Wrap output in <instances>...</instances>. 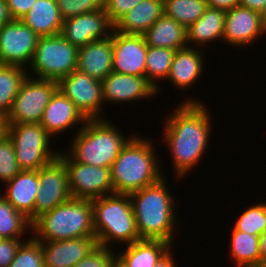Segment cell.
<instances>
[{"label":"cell","mask_w":266,"mask_h":267,"mask_svg":"<svg viewBox=\"0 0 266 267\" xmlns=\"http://www.w3.org/2000/svg\"><path fill=\"white\" fill-rule=\"evenodd\" d=\"M189 98V99H188ZM181 101L163 123L164 143L169 147L175 178L187 176L208 150L212 131L211 115L201 100ZM206 151V152H205Z\"/></svg>","instance_id":"cell-1"},{"label":"cell","mask_w":266,"mask_h":267,"mask_svg":"<svg viewBox=\"0 0 266 267\" xmlns=\"http://www.w3.org/2000/svg\"><path fill=\"white\" fill-rule=\"evenodd\" d=\"M165 180L163 176L156 183L131 193L129 197L140 239L164 240L174 245L180 224L178 220L181 219L175 210L178 202L171 195Z\"/></svg>","instance_id":"cell-2"},{"label":"cell","mask_w":266,"mask_h":267,"mask_svg":"<svg viewBox=\"0 0 266 267\" xmlns=\"http://www.w3.org/2000/svg\"><path fill=\"white\" fill-rule=\"evenodd\" d=\"M155 149L151 138L135 134L129 139L110 168L114 193L130 195L164 176Z\"/></svg>","instance_id":"cell-3"},{"label":"cell","mask_w":266,"mask_h":267,"mask_svg":"<svg viewBox=\"0 0 266 267\" xmlns=\"http://www.w3.org/2000/svg\"><path fill=\"white\" fill-rule=\"evenodd\" d=\"M71 140L67 154L75 161L91 166L111 168L124 145L132 136L123 133L107 118L87 119L84 126L78 128Z\"/></svg>","instance_id":"cell-4"},{"label":"cell","mask_w":266,"mask_h":267,"mask_svg":"<svg viewBox=\"0 0 266 267\" xmlns=\"http://www.w3.org/2000/svg\"><path fill=\"white\" fill-rule=\"evenodd\" d=\"M31 232V235L38 241H59L95 236L92 200L69 199L36 218L31 224Z\"/></svg>","instance_id":"cell-5"},{"label":"cell","mask_w":266,"mask_h":267,"mask_svg":"<svg viewBox=\"0 0 266 267\" xmlns=\"http://www.w3.org/2000/svg\"><path fill=\"white\" fill-rule=\"evenodd\" d=\"M91 200L94 233L99 246L113 248V241L129 245L141 240L128 194L112 193Z\"/></svg>","instance_id":"cell-6"},{"label":"cell","mask_w":266,"mask_h":267,"mask_svg":"<svg viewBox=\"0 0 266 267\" xmlns=\"http://www.w3.org/2000/svg\"><path fill=\"white\" fill-rule=\"evenodd\" d=\"M78 49L61 34L40 36L27 67L31 71L29 74L28 70V76L58 81L76 70Z\"/></svg>","instance_id":"cell-7"},{"label":"cell","mask_w":266,"mask_h":267,"mask_svg":"<svg viewBox=\"0 0 266 267\" xmlns=\"http://www.w3.org/2000/svg\"><path fill=\"white\" fill-rule=\"evenodd\" d=\"M7 136L13 143L21 170H39L58 157L59 150L52 151V137L40 123L8 125Z\"/></svg>","instance_id":"cell-8"},{"label":"cell","mask_w":266,"mask_h":267,"mask_svg":"<svg viewBox=\"0 0 266 267\" xmlns=\"http://www.w3.org/2000/svg\"><path fill=\"white\" fill-rule=\"evenodd\" d=\"M58 90L56 80L28 76L22 82L9 113L7 124L40 123L44 110Z\"/></svg>","instance_id":"cell-9"},{"label":"cell","mask_w":266,"mask_h":267,"mask_svg":"<svg viewBox=\"0 0 266 267\" xmlns=\"http://www.w3.org/2000/svg\"><path fill=\"white\" fill-rule=\"evenodd\" d=\"M58 157L67 167L72 198L94 199L114 193L110 168L75 162L62 149Z\"/></svg>","instance_id":"cell-10"},{"label":"cell","mask_w":266,"mask_h":267,"mask_svg":"<svg viewBox=\"0 0 266 267\" xmlns=\"http://www.w3.org/2000/svg\"><path fill=\"white\" fill-rule=\"evenodd\" d=\"M58 90L70 99L86 119H102V83L77 69L57 81Z\"/></svg>","instance_id":"cell-11"},{"label":"cell","mask_w":266,"mask_h":267,"mask_svg":"<svg viewBox=\"0 0 266 267\" xmlns=\"http://www.w3.org/2000/svg\"><path fill=\"white\" fill-rule=\"evenodd\" d=\"M38 181L34 220L72 198L67 167L59 157L38 170Z\"/></svg>","instance_id":"cell-12"},{"label":"cell","mask_w":266,"mask_h":267,"mask_svg":"<svg viewBox=\"0 0 266 267\" xmlns=\"http://www.w3.org/2000/svg\"><path fill=\"white\" fill-rule=\"evenodd\" d=\"M38 39L39 36L29 26L21 20L12 19L0 28V64L27 69Z\"/></svg>","instance_id":"cell-13"},{"label":"cell","mask_w":266,"mask_h":267,"mask_svg":"<svg viewBox=\"0 0 266 267\" xmlns=\"http://www.w3.org/2000/svg\"><path fill=\"white\" fill-rule=\"evenodd\" d=\"M112 71L145 77L148 45L143 35L124 34L113 29Z\"/></svg>","instance_id":"cell-14"},{"label":"cell","mask_w":266,"mask_h":267,"mask_svg":"<svg viewBox=\"0 0 266 267\" xmlns=\"http://www.w3.org/2000/svg\"><path fill=\"white\" fill-rule=\"evenodd\" d=\"M265 35L266 26L259 12L240 5L226 11L223 42L228 46L248 47Z\"/></svg>","instance_id":"cell-15"},{"label":"cell","mask_w":266,"mask_h":267,"mask_svg":"<svg viewBox=\"0 0 266 267\" xmlns=\"http://www.w3.org/2000/svg\"><path fill=\"white\" fill-rule=\"evenodd\" d=\"M113 29L114 25L102 9L63 20L61 35L80 48L89 42L111 36Z\"/></svg>","instance_id":"cell-16"},{"label":"cell","mask_w":266,"mask_h":267,"mask_svg":"<svg viewBox=\"0 0 266 267\" xmlns=\"http://www.w3.org/2000/svg\"><path fill=\"white\" fill-rule=\"evenodd\" d=\"M104 102L124 104L126 102L153 99L157 91L155 87L142 76H133L111 72L102 81Z\"/></svg>","instance_id":"cell-17"},{"label":"cell","mask_w":266,"mask_h":267,"mask_svg":"<svg viewBox=\"0 0 266 267\" xmlns=\"http://www.w3.org/2000/svg\"><path fill=\"white\" fill-rule=\"evenodd\" d=\"M40 242L45 267H73L98 246L95 236Z\"/></svg>","instance_id":"cell-18"},{"label":"cell","mask_w":266,"mask_h":267,"mask_svg":"<svg viewBox=\"0 0 266 267\" xmlns=\"http://www.w3.org/2000/svg\"><path fill=\"white\" fill-rule=\"evenodd\" d=\"M4 185L7 190L0 195L32 223L36 196L40 187L38 170H21Z\"/></svg>","instance_id":"cell-19"},{"label":"cell","mask_w":266,"mask_h":267,"mask_svg":"<svg viewBox=\"0 0 266 267\" xmlns=\"http://www.w3.org/2000/svg\"><path fill=\"white\" fill-rule=\"evenodd\" d=\"M86 121L73 102L57 90L45 108L40 124L54 138L57 134L75 127L76 123L82 128Z\"/></svg>","instance_id":"cell-20"},{"label":"cell","mask_w":266,"mask_h":267,"mask_svg":"<svg viewBox=\"0 0 266 267\" xmlns=\"http://www.w3.org/2000/svg\"><path fill=\"white\" fill-rule=\"evenodd\" d=\"M113 45L111 36L89 42L78 49L77 70L102 81L112 72Z\"/></svg>","instance_id":"cell-21"},{"label":"cell","mask_w":266,"mask_h":267,"mask_svg":"<svg viewBox=\"0 0 266 267\" xmlns=\"http://www.w3.org/2000/svg\"><path fill=\"white\" fill-rule=\"evenodd\" d=\"M202 48L189 47L176 50L167 79L176 89L188 90L204 71V52ZM203 52V53H202ZM194 83V84H193Z\"/></svg>","instance_id":"cell-22"},{"label":"cell","mask_w":266,"mask_h":267,"mask_svg":"<svg viewBox=\"0 0 266 267\" xmlns=\"http://www.w3.org/2000/svg\"><path fill=\"white\" fill-rule=\"evenodd\" d=\"M163 14V0H142L114 24V30L143 35Z\"/></svg>","instance_id":"cell-23"},{"label":"cell","mask_w":266,"mask_h":267,"mask_svg":"<svg viewBox=\"0 0 266 267\" xmlns=\"http://www.w3.org/2000/svg\"><path fill=\"white\" fill-rule=\"evenodd\" d=\"M225 15L224 10L207 7L199 20L186 28L187 45L202 48L216 40L223 42Z\"/></svg>","instance_id":"cell-24"},{"label":"cell","mask_w":266,"mask_h":267,"mask_svg":"<svg viewBox=\"0 0 266 267\" xmlns=\"http://www.w3.org/2000/svg\"><path fill=\"white\" fill-rule=\"evenodd\" d=\"M20 20L39 37L61 34L63 26L56 0H37Z\"/></svg>","instance_id":"cell-25"},{"label":"cell","mask_w":266,"mask_h":267,"mask_svg":"<svg viewBox=\"0 0 266 267\" xmlns=\"http://www.w3.org/2000/svg\"><path fill=\"white\" fill-rule=\"evenodd\" d=\"M143 36L146 44L152 47H164L178 50L188 46L186 28L165 14H163Z\"/></svg>","instance_id":"cell-26"},{"label":"cell","mask_w":266,"mask_h":267,"mask_svg":"<svg viewBox=\"0 0 266 267\" xmlns=\"http://www.w3.org/2000/svg\"><path fill=\"white\" fill-rule=\"evenodd\" d=\"M126 246L118 256L128 267H153L172 244L164 240L141 239Z\"/></svg>","instance_id":"cell-27"},{"label":"cell","mask_w":266,"mask_h":267,"mask_svg":"<svg viewBox=\"0 0 266 267\" xmlns=\"http://www.w3.org/2000/svg\"><path fill=\"white\" fill-rule=\"evenodd\" d=\"M230 233L229 255L235 267H255L262 261L260 239L234 228Z\"/></svg>","instance_id":"cell-28"},{"label":"cell","mask_w":266,"mask_h":267,"mask_svg":"<svg viewBox=\"0 0 266 267\" xmlns=\"http://www.w3.org/2000/svg\"><path fill=\"white\" fill-rule=\"evenodd\" d=\"M27 72L23 67L0 64V114L6 116L11 110Z\"/></svg>","instance_id":"cell-29"},{"label":"cell","mask_w":266,"mask_h":267,"mask_svg":"<svg viewBox=\"0 0 266 267\" xmlns=\"http://www.w3.org/2000/svg\"><path fill=\"white\" fill-rule=\"evenodd\" d=\"M175 53L176 50L169 48L148 46L145 78L155 87L157 94L161 91L160 80H167Z\"/></svg>","instance_id":"cell-30"},{"label":"cell","mask_w":266,"mask_h":267,"mask_svg":"<svg viewBox=\"0 0 266 267\" xmlns=\"http://www.w3.org/2000/svg\"><path fill=\"white\" fill-rule=\"evenodd\" d=\"M31 222L0 195V237L21 239L31 231ZM30 229V230H29Z\"/></svg>","instance_id":"cell-31"},{"label":"cell","mask_w":266,"mask_h":267,"mask_svg":"<svg viewBox=\"0 0 266 267\" xmlns=\"http://www.w3.org/2000/svg\"><path fill=\"white\" fill-rule=\"evenodd\" d=\"M164 14L185 28L195 23L207 8L206 0H163Z\"/></svg>","instance_id":"cell-32"},{"label":"cell","mask_w":266,"mask_h":267,"mask_svg":"<svg viewBox=\"0 0 266 267\" xmlns=\"http://www.w3.org/2000/svg\"><path fill=\"white\" fill-rule=\"evenodd\" d=\"M233 228L250 235L260 236L266 230V202L254 204L241 212Z\"/></svg>","instance_id":"cell-33"},{"label":"cell","mask_w":266,"mask_h":267,"mask_svg":"<svg viewBox=\"0 0 266 267\" xmlns=\"http://www.w3.org/2000/svg\"><path fill=\"white\" fill-rule=\"evenodd\" d=\"M8 267H45L41 242L32 235L25 238Z\"/></svg>","instance_id":"cell-34"},{"label":"cell","mask_w":266,"mask_h":267,"mask_svg":"<svg viewBox=\"0 0 266 267\" xmlns=\"http://www.w3.org/2000/svg\"><path fill=\"white\" fill-rule=\"evenodd\" d=\"M21 171L12 141L5 136L0 141V182L5 184Z\"/></svg>","instance_id":"cell-35"},{"label":"cell","mask_w":266,"mask_h":267,"mask_svg":"<svg viewBox=\"0 0 266 267\" xmlns=\"http://www.w3.org/2000/svg\"><path fill=\"white\" fill-rule=\"evenodd\" d=\"M63 20L104 8V0H56Z\"/></svg>","instance_id":"cell-36"},{"label":"cell","mask_w":266,"mask_h":267,"mask_svg":"<svg viewBox=\"0 0 266 267\" xmlns=\"http://www.w3.org/2000/svg\"><path fill=\"white\" fill-rule=\"evenodd\" d=\"M115 256L113 248L98 245L73 267H111Z\"/></svg>","instance_id":"cell-37"},{"label":"cell","mask_w":266,"mask_h":267,"mask_svg":"<svg viewBox=\"0 0 266 267\" xmlns=\"http://www.w3.org/2000/svg\"><path fill=\"white\" fill-rule=\"evenodd\" d=\"M142 0H104V11L114 25L122 16L129 12Z\"/></svg>","instance_id":"cell-38"},{"label":"cell","mask_w":266,"mask_h":267,"mask_svg":"<svg viewBox=\"0 0 266 267\" xmlns=\"http://www.w3.org/2000/svg\"><path fill=\"white\" fill-rule=\"evenodd\" d=\"M24 239H2L0 242V267H8L14 260Z\"/></svg>","instance_id":"cell-39"},{"label":"cell","mask_w":266,"mask_h":267,"mask_svg":"<svg viewBox=\"0 0 266 267\" xmlns=\"http://www.w3.org/2000/svg\"><path fill=\"white\" fill-rule=\"evenodd\" d=\"M37 0H6L12 19L20 20L26 15Z\"/></svg>","instance_id":"cell-40"},{"label":"cell","mask_w":266,"mask_h":267,"mask_svg":"<svg viewBox=\"0 0 266 267\" xmlns=\"http://www.w3.org/2000/svg\"><path fill=\"white\" fill-rule=\"evenodd\" d=\"M207 7L228 11L238 5V0H206Z\"/></svg>","instance_id":"cell-41"},{"label":"cell","mask_w":266,"mask_h":267,"mask_svg":"<svg viewBox=\"0 0 266 267\" xmlns=\"http://www.w3.org/2000/svg\"><path fill=\"white\" fill-rule=\"evenodd\" d=\"M171 247L156 263L153 267H177L176 259L173 258L174 252ZM173 253V254H172ZM175 260V261H174Z\"/></svg>","instance_id":"cell-42"},{"label":"cell","mask_w":266,"mask_h":267,"mask_svg":"<svg viewBox=\"0 0 266 267\" xmlns=\"http://www.w3.org/2000/svg\"><path fill=\"white\" fill-rule=\"evenodd\" d=\"M266 0H238V5L247 7L253 11L261 12Z\"/></svg>","instance_id":"cell-43"},{"label":"cell","mask_w":266,"mask_h":267,"mask_svg":"<svg viewBox=\"0 0 266 267\" xmlns=\"http://www.w3.org/2000/svg\"><path fill=\"white\" fill-rule=\"evenodd\" d=\"M11 20L12 17L9 13L6 0H0V28L3 27L8 22H10Z\"/></svg>","instance_id":"cell-44"},{"label":"cell","mask_w":266,"mask_h":267,"mask_svg":"<svg viewBox=\"0 0 266 267\" xmlns=\"http://www.w3.org/2000/svg\"><path fill=\"white\" fill-rule=\"evenodd\" d=\"M7 119L5 115L0 114V141L7 136Z\"/></svg>","instance_id":"cell-45"},{"label":"cell","mask_w":266,"mask_h":267,"mask_svg":"<svg viewBox=\"0 0 266 267\" xmlns=\"http://www.w3.org/2000/svg\"><path fill=\"white\" fill-rule=\"evenodd\" d=\"M260 248L262 261L266 260V230L260 234Z\"/></svg>","instance_id":"cell-46"},{"label":"cell","mask_w":266,"mask_h":267,"mask_svg":"<svg viewBox=\"0 0 266 267\" xmlns=\"http://www.w3.org/2000/svg\"><path fill=\"white\" fill-rule=\"evenodd\" d=\"M111 267H128V266L118 255H116L114 257Z\"/></svg>","instance_id":"cell-47"},{"label":"cell","mask_w":266,"mask_h":267,"mask_svg":"<svg viewBox=\"0 0 266 267\" xmlns=\"http://www.w3.org/2000/svg\"><path fill=\"white\" fill-rule=\"evenodd\" d=\"M260 16L262 18L264 25L266 26V2L264 4L262 11L260 12Z\"/></svg>","instance_id":"cell-48"},{"label":"cell","mask_w":266,"mask_h":267,"mask_svg":"<svg viewBox=\"0 0 266 267\" xmlns=\"http://www.w3.org/2000/svg\"><path fill=\"white\" fill-rule=\"evenodd\" d=\"M255 267H266V260L261 261L259 264H257Z\"/></svg>","instance_id":"cell-49"}]
</instances>
